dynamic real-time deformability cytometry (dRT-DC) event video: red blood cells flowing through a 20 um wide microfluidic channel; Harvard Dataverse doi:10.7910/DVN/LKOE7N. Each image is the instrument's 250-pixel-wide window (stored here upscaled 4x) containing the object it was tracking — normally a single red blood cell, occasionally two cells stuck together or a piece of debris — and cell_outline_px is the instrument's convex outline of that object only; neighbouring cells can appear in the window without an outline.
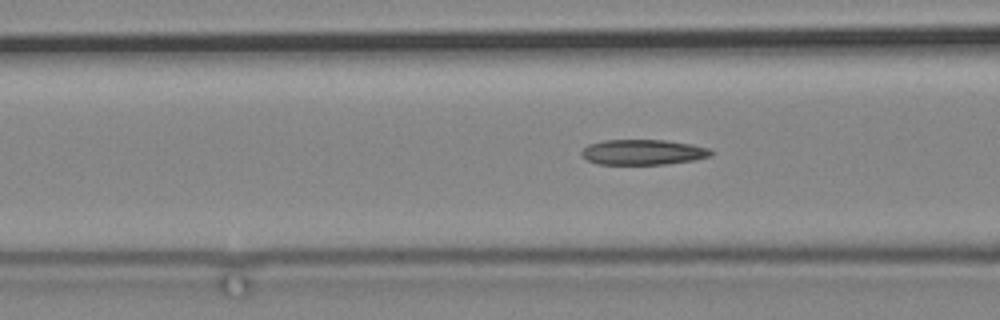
{"species": "common noctule bat (a hibernating species)", "species_latin": "Nyctalus noctula", "temperature_condition": "cold", "stored_images_in_passage": 61, "camera_frame_rate_fps": 3000, "um_per_image_px": 0.085, "animal": {"sex": "male", "body_mass_g": 19.2, "forearm_length_mm": 51.8}, "frame": {"image": 1, "passage_image": 31, "time_ms": 10.0, "image_size_px": [1000, 320], "cell_outline_px": [[716, 152], [712, 156], [696, 160], [664, 164], [600, 164], [588, 160], [580, 152], [588, 144], [604, 140], [664, 140], [692, 144], [712, 148]], "centroid_in_image_um": [54.75, 12.93], "position_along_channel_um": 111.8, "area_um2": 19.25}}
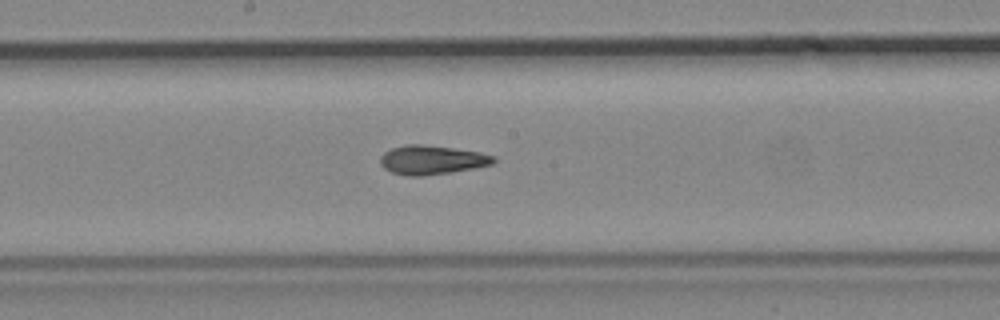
{"frame": {"image": 2, "passage_image": 40, "time_ms": 13.0, "image_size_px": [1000, 320], "cell_outline_px": [[496, 160], [492, 164], [452, 172], [420, 176], [408, 176], [392, 172], [384, 168], [380, 164], [380, 156], [384, 152], [392, 148], [408, 144], [420, 144], [452, 148], [480, 152], [496, 156]], "centroid_in_image_um": [36.69, 13.59], "position_along_channel_um": 211.5, "area_um2": 19.07}}
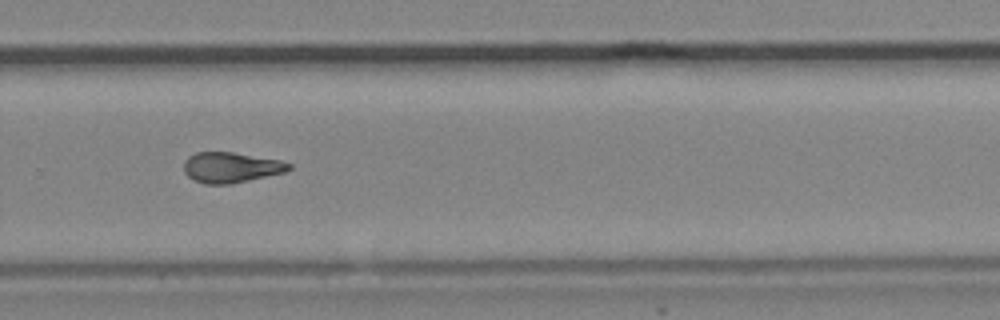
{"frame": {"image": 3, "passage_image": 49, "time_ms": 16.0, "image_size_px": [1000, 320], "cell_outline_px": [[292, 168], [284, 172], [232, 184], [204, 184], [192, 180], [184, 172], [184, 160], [188, 156], [196, 152], [232, 152], [280, 160], [292, 164]], "centroid_in_image_um": [19.6, 14.23], "position_along_channel_um": 310.2, "area_um2": 18.73}}